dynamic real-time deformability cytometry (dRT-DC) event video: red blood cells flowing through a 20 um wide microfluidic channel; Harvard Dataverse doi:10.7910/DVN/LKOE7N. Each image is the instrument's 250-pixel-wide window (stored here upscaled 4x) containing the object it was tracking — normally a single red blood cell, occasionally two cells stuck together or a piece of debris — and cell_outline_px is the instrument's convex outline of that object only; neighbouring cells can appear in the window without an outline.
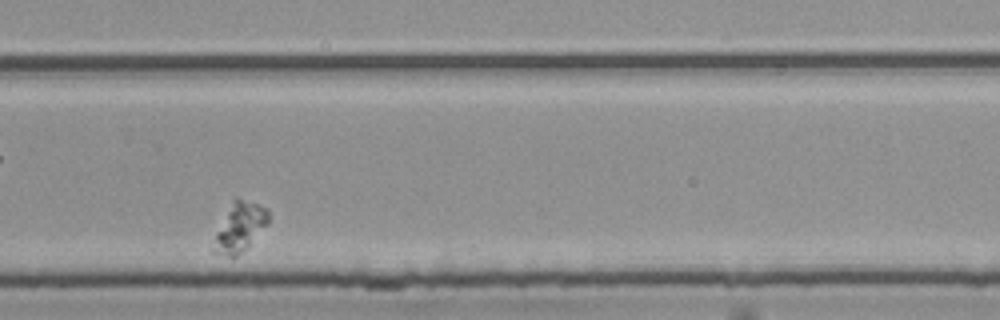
{"species": "common noctule bat (a hibernating species)", "species_latin": "Nyctalus noctula", "temperature_condition": "room temperature", "stored_images_in_passage": 49, "camera_frame_rate_fps": 3000, "um_per_image_px": 0.085, "animal": {"sex": "female", "body_mass_g": 25.1}, "frame": {"image": 1, "passage_image": 34, "time_ms": 11.0, "image_size_px": [1000, 320], "cell_outline_px": [[268, 224], [232, 260], [212, 252], [212, 248], [216, 232], [232, 200], [236, 196], [268, 208]], "centroid_in_image_um": [20.34, 19.32], "position_along_channel_um": 309.5, "area_um2": 15.61}}
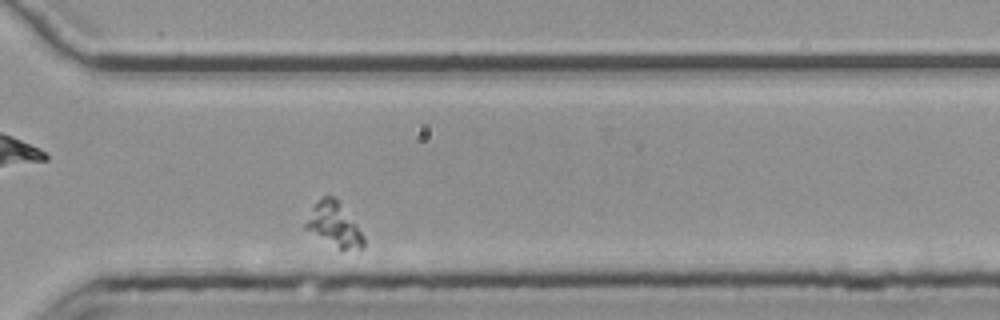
{"frame": {"image": 2, "passage_image": 37, "time_ms": 12.0, "image_size_px": [1000, 320], "cell_outline_px": [[364, 248], [360, 252], [340, 248], [304, 228], [304, 224], [312, 208], [324, 196], [336, 196], [356, 224], [364, 236]], "centroid_in_image_um": [28.46, 19.1], "position_along_channel_um": 342.1, "area_um2": 14.62}}
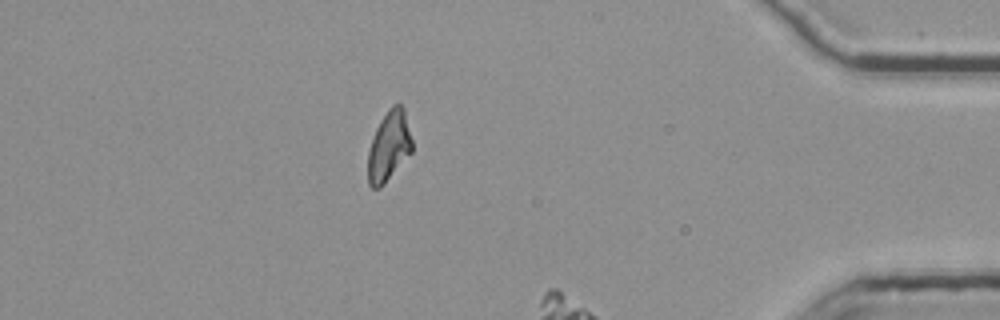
{"frame": {"image": 3, "passage_image": 43, "time_ms": 14.0, "image_size_px": [1000, 320], "cell_outline_px": [[412, 152], [384, 184], [380, 188], [372, 188], [368, 184], [368, 152], [376, 128], [380, 120], [388, 108], [392, 104], [400, 104], [404, 108], [412, 140]], "centroid_in_image_um": [33.06, 12.42], "position_along_channel_um": 402.1, "area_um2": 18.03}}